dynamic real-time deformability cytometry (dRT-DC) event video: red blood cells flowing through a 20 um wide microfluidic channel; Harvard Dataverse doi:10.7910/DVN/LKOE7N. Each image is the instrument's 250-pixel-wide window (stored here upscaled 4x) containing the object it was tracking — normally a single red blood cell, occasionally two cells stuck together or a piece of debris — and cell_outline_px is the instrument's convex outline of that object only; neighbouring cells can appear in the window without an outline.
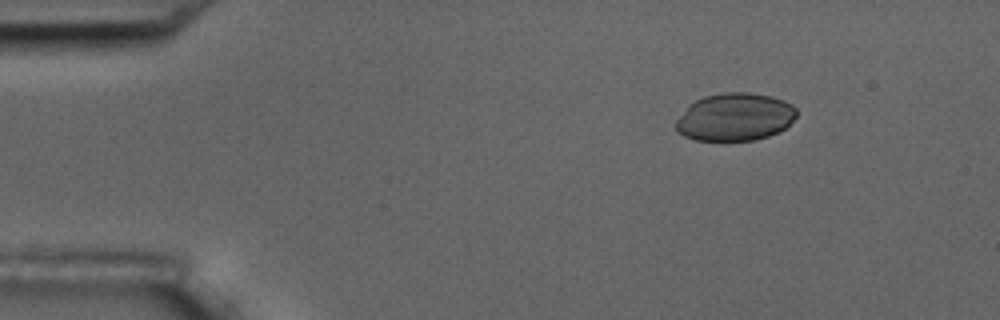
{"species": "common noctule bat (a hibernating species)", "species_latin": "Nyctalus noctula", "temperature_condition": "room temperature", "stored_images_in_passage": 5, "camera_frame_rate_fps": 3000, "um_per_image_px": 0.085, "animal": {"sex": "male", "body_mass_g": 17.5, "forearm_length_mm": 52.3}, "frame": {"image": 1, "passage_image": 2, "time_ms": 1.333, "image_size_px": [1000, 320], "cell_outline_px": [[796, 116], [780, 132], [768, 136], [752, 140], [696, 140], [684, 136], [676, 132], [676, 120], [688, 104], [704, 96], [724, 92], [748, 92], [772, 96], [784, 100], [792, 104], [796, 108]], "centroid_in_image_um": [62.45, 9.93], "position_along_channel_um": 22.5, "area_um2": 33.7}}